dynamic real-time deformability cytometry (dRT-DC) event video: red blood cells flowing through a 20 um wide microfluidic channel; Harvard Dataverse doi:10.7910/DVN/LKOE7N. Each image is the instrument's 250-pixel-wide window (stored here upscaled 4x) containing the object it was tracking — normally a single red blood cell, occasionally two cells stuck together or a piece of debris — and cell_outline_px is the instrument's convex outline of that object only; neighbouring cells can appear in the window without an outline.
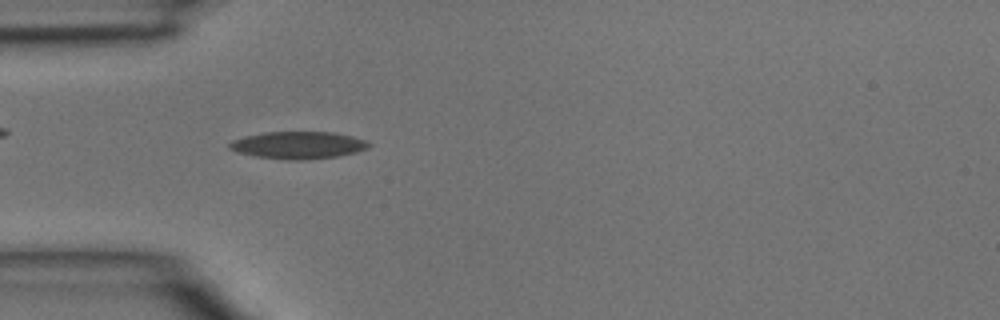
{"species": "common noctule bat (a hibernating species)", "species_latin": "Nyctalus noctula", "temperature_condition": "room temperature", "stored_images_in_passage": 44, "camera_frame_rate_fps": 3000, "um_per_image_px": 0.085, "animal": {"sex": "male", "body_mass_g": 15.6}, "frame": {"image": 1, "passage_image": 13, "time_ms": 4.0, "image_size_px": [1000, 320], "cell_outline_px": [[372, 144], [368, 148], [356, 152], [336, 156], [304, 160], [288, 160], [256, 156], [236, 152], [228, 148], [228, 144], [232, 140], [244, 136], [264, 132], [332, 132], [352, 136], [364, 140]], "centroid_in_image_um": [25.31, 12.33], "position_along_channel_um": 59.7, "area_um2": 22.14}}
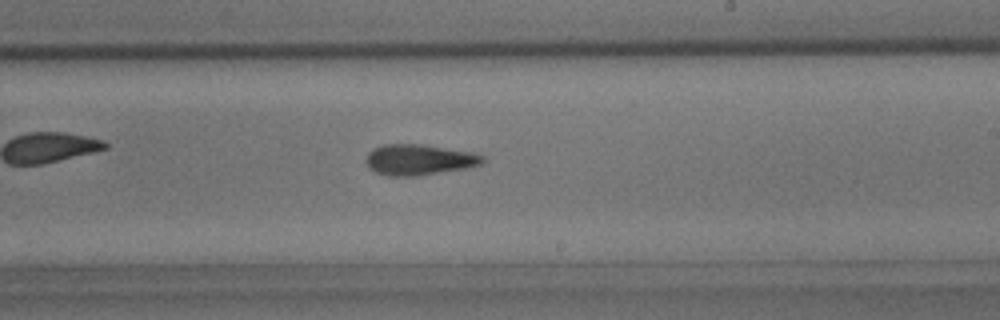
{"frame": {"image": 2, "passage_image": 26, "time_ms": 8.333, "image_size_px": [1000, 320], "cell_outline_px": [[484, 160], [480, 164], [464, 168], [416, 176], [388, 176], [376, 172], [368, 168], [368, 152], [372, 148], [384, 144], [416, 144], [468, 152], [484, 156]], "centroid_in_image_um": [35.55, 13.58], "position_along_channel_um": 253.4, "area_um2": 20.35}}
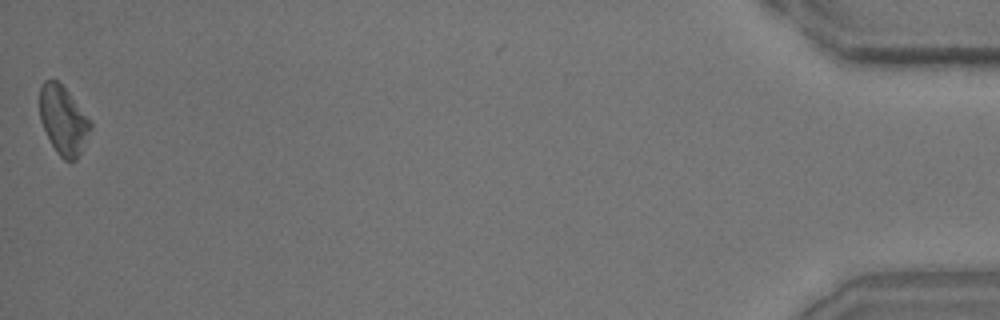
{"frame": {"image": 3, "passage_image": 44, "time_ms": 14.333, "image_size_px": [1000, 320], "cell_outline_px": [[92, 128], [76, 160], [64, 160], [56, 152], [40, 120], [40, 88], [44, 80], [56, 80], [68, 92], [92, 124]], "centroid_in_image_um": [5.36, 10.23], "position_along_channel_um": 429.8, "area_um2": 19.71}}